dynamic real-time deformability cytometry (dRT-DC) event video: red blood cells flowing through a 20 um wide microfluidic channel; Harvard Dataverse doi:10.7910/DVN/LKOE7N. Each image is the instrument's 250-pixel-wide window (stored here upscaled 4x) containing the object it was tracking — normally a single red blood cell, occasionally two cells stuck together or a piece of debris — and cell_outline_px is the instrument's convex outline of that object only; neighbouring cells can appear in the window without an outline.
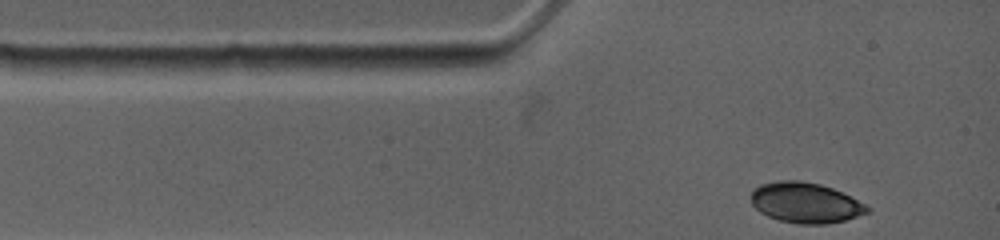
{"species": "common noctule bat (a hibernating species)", "species_latin": "Nyctalus noctula", "temperature_condition": "warm", "stored_images_in_passage": 2, "camera_frame_rate_fps": 4500, "um_per_image_px": 0.085, "animal": {"sex": "female", "body_mass_g": 19.0, "forearm_length_mm": 53.3}, "frame": {"image": 1, "passage_image": 1, "time_ms": 0.0, "image_size_px": [1000, 240], "cell_outline_px": [[868, 212], [844, 220], [824, 224], [796, 224], [780, 220], [768, 216], [760, 212], [752, 204], [752, 188], [760, 184], [780, 180], [800, 180], [820, 184], [832, 188], [864, 204], [868, 208]], "centroid_in_image_um": [68.4, 17.22], "position_along_channel_um": 16.6, "area_um2": 27.05}}